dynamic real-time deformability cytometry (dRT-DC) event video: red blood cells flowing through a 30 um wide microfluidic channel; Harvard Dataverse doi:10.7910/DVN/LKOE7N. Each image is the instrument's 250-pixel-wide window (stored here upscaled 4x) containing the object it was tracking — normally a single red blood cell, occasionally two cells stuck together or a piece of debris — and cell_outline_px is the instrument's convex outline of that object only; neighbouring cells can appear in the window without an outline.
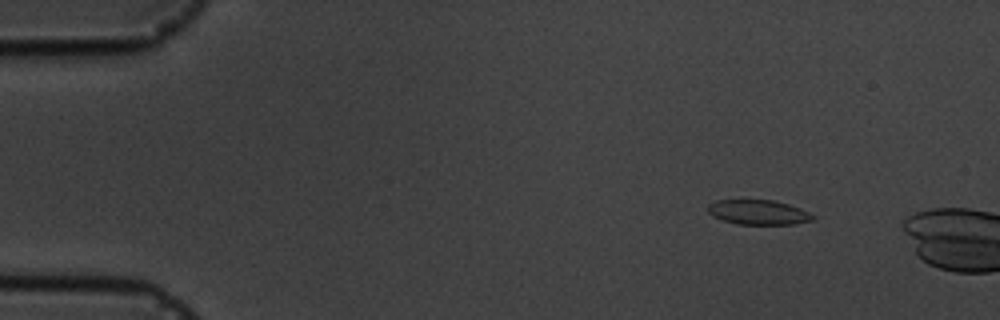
{"species": "common noctule bat (a hibernating species)", "species_latin": "Nyctalus noctula", "temperature_condition": "cold", "stored_images_in_passage": 4, "camera_frame_rate_fps": 3000, "um_per_image_px": 0.085, "animal": {"sex": "male", "body_mass_g": 19.5, "forearm_length_mm": 54.6}, "frame": {"image": 1, "passage_image": 1, "time_ms": 0.0, "image_size_px": [1000, 320], "cell_outline_px": [[816, 220], [792, 224], [736, 224], [712, 216], [708, 212], [708, 204], [716, 200], [772, 200], [788, 204], [800, 208], [816, 216]], "centroid_in_image_um": [64.47, 18.04], "position_along_channel_um": 20.5, "area_um2": 15.14}}